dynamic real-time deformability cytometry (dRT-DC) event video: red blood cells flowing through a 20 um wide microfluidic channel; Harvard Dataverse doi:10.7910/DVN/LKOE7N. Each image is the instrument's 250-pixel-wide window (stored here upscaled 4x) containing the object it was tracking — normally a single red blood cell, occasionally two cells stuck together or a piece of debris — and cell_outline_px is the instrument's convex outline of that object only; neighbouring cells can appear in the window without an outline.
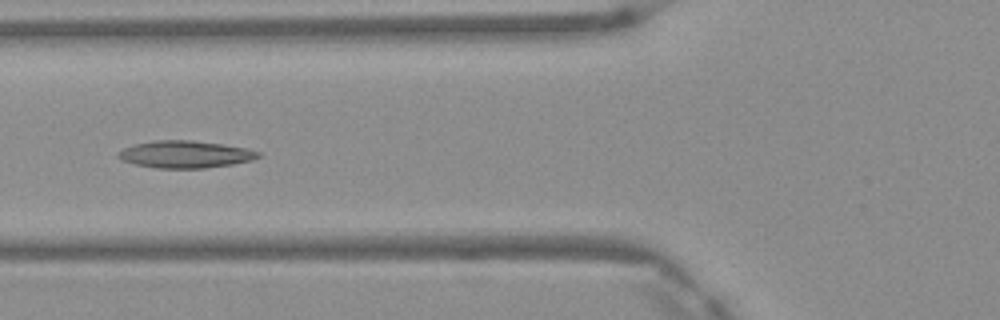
{"species": "Egyptian fruit bat (a non-hibernating species)", "species_latin": "Rousettus aegyptiacus", "temperature_condition": "warm", "stored_images_in_passage": 6, "camera_frame_rate_fps": 3000, "um_per_image_px": 0.085, "frame": {"image": 1, "passage_image": 6, "time_ms": 1.667, "image_size_px": [1000, 320], "cell_outline_px": [[260, 156], [252, 160], [232, 164], [204, 168], [156, 168], [136, 164], [120, 160], [116, 156], [124, 148], [136, 144], [156, 140], [192, 140], [248, 148], [260, 152]], "centroid_in_image_um": [15.75, 13.12], "position_along_channel_um": 110.0, "area_um2": 22.02}}